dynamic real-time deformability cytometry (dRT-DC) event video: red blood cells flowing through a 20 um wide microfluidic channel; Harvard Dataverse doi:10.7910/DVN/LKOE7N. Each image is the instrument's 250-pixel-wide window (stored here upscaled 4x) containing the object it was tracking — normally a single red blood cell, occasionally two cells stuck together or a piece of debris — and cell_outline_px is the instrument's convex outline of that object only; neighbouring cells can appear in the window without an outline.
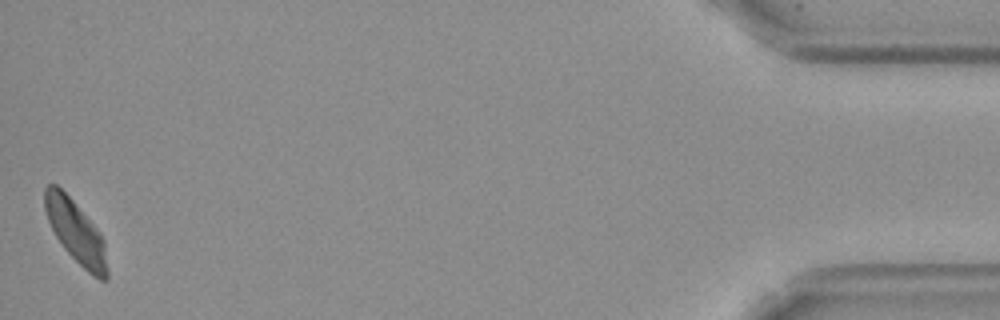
{"species": "Egyptian fruit bat (a non-hibernating species)", "species_latin": "Rousettus aegyptiacus", "temperature_condition": "cold", "stored_images_in_passage": 43, "camera_frame_rate_fps": 3000, "um_per_image_px": 0.085, "frame": {"image": 1, "passage_image": 43, "time_ms": 14.0, "image_size_px": [1000, 320], "cell_outline_px": [[108, 280], [100, 280], [88, 272], [64, 248], [56, 236], [48, 220], [44, 208], [44, 188], [48, 184], [56, 184], [72, 200], [100, 232], [104, 240], [108, 268]], "centroid_in_image_um": [6.46, 19.71], "position_along_channel_um": 428.7, "area_um2": 22.48}, "authors_computed_cell_mechanics": {"area_um2": 23.987, "velocity_mm_per_s": 3.5288, "shape_relaxation_time_tau1_ms": null, "shape_relaxation_time_tau2_ms": 8.1031, "deformation_change_tau1": null, "deformation_change_tau2": 0.1435}}